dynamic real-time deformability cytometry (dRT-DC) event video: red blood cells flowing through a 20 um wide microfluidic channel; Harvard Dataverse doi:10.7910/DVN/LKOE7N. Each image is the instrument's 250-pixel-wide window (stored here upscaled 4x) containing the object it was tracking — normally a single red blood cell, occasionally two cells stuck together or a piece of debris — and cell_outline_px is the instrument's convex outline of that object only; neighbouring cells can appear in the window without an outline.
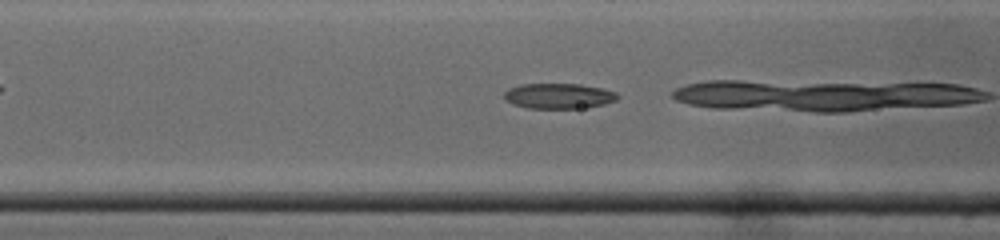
{"species": "common noctule bat (a hibernating species)", "species_latin": "Nyctalus noctula", "temperature_condition": "cold", "stored_images_in_passage": 23, "camera_frame_rate_fps": 3000, "um_per_image_px": 0.085, "animal": {"sex": "male", "body_mass_g": 19.0, "forearm_length_mm": 50.8}, "frame": {"image": 1, "passage_image": 14, "time_ms": 4.333, "image_size_px": [1000, 240], "cell_outline_px": [[620, 96], [616, 100], [604, 104], [580, 108], [528, 108], [512, 104], [504, 96], [504, 92], [508, 88], [520, 84], [580, 84], [604, 88], [616, 92]], "centroid_in_image_um": [47.5, 8.15], "position_along_channel_um": 119.1, "area_um2": 16.76}}